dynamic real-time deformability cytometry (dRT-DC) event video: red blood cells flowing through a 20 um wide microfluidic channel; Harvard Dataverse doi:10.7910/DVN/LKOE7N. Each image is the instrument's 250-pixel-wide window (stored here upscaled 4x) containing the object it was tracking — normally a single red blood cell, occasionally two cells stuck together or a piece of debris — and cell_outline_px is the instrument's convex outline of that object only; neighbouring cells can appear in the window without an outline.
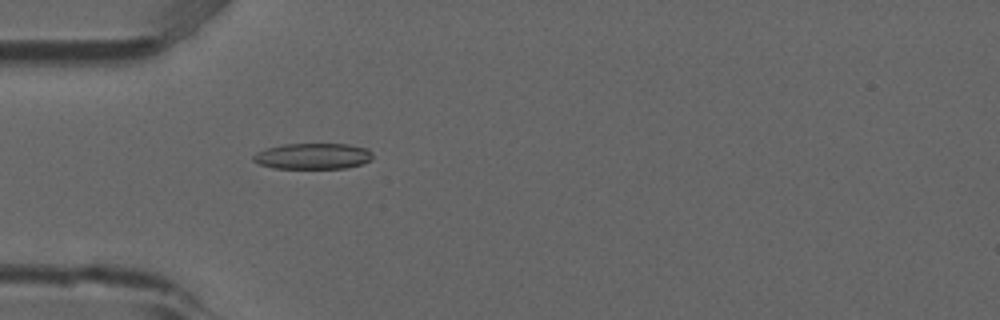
{"species": "common noctule bat (a hibernating species)", "species_latin": "Nyctalus noctula", "temperature_condition": "room temperature", "stored_images_in_passage": 53, "camera_frame_rate_fps": 3000, "um_per_image_px": 0.085, "animal": {"sex": "male", "forearm_length_mm": 52.5}, "frame": {"image": 1, "passage_image": 16, "time_ms": 5.0, "image_size_px": [1000, 320], "cell_outline_px": [[372, 160], [348, 168], [272, 168], [260, 164], [252, 160], [252, 156], [256, 152], [268, 148], [284, 144], [348, 144], [368, 148], [372, 152]], "centroid_in_image_um": [26.61, 13.27], "position_along_channel_um": 58.4, "area_um2": 18.09}}
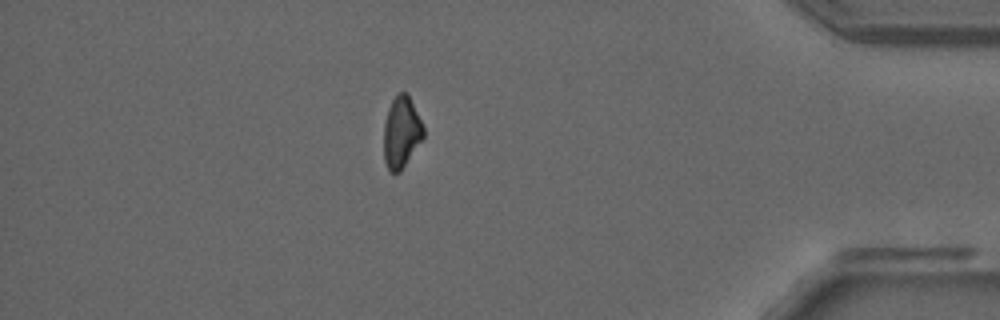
{"frame": {"image": 2, "passage_image": 46, "time_ms": 15.0, "image_size_px": [1000, 320], "cell_outline_px": [[424, 136], [400, 172], [388, 172], [384, 160], [384, 124], [388, 108], [392, 100], [400, 92], [408, 92], [424, 128]], "centroid_in_image_um": [34.11, 11.24], "position_along_channel_um": 401.1, "area_um2": 16.47}}
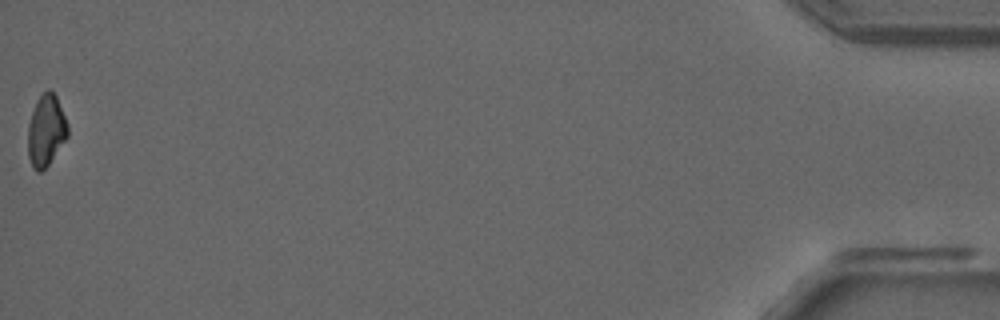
{"frame": {"image": 3, "passage_image": 53, "time_ms": 17.333, "image_size_px": [1000, 320], "cell_outline_px": [[68, 136], [48, 164], [40, 172], [36, 172], [32, 168], [28, 156], [28, 124], [36, 100], [48, 88], [56, 96], [68, 124]], "centroid_in_image_um": [3.9, 11.1], "position_along_channel_um": 431.3, "area_um2": 16.47}}